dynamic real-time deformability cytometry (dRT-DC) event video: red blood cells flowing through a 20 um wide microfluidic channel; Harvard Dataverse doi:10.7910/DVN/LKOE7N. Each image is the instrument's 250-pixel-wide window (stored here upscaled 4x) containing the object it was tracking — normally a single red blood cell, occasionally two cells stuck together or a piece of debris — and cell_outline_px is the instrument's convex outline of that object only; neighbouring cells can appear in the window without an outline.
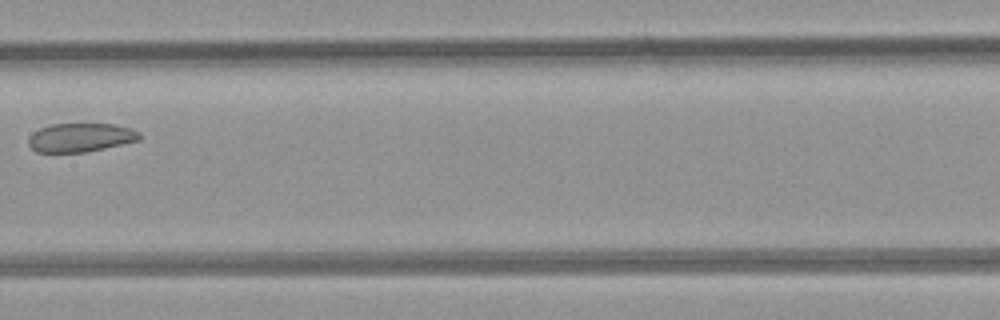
{"species": "common noctule bat (a hibernating species)", "species_latin": "Nyctalus noctula", "temperature_condition": "room temperature", "stored_images_in_passage": 9, "camera_frame_rate_fps": 3000, "um_per_image_px": 0.085, "animal": {"sex": "female", "body_mass_g": 21.9}, "frame": {"image": 1, "passage_image": 9, "time_ms": 9.333, "image_size_px": [1000, 320], "cell_outline_px": [[140, 140], [104, 148], [84, 152], [36, 152], [28, 144], [28, 136], [32, 132], [40, 128], [52, 124], [116, 124], [132, 128], [140, 132]], "centroid_in_image_um": [6.84, 11.68], "position_along_channel_um": 200.6, "area_um2": 18.67}}